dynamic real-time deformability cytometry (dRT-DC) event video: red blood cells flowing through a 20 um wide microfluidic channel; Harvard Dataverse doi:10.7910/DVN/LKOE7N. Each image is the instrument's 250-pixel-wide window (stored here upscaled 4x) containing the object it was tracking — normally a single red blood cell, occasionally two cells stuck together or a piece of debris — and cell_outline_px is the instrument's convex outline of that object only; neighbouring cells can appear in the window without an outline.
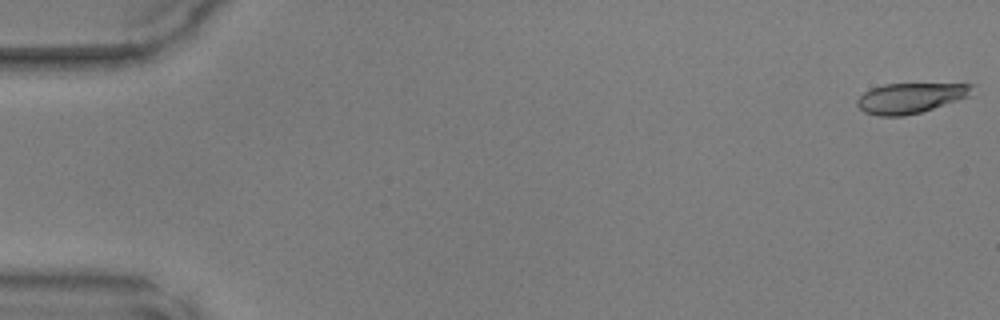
{"species": "common noctule bat (a hibernating species)", "species_latin": "Nyctalus noctula", "temperature_condition": "warm", "stored_images_in_passage": 10, "camera_frame_rate_fps": 3000, "um_per_image_px": 0.085, "animal": {"sex": "male", "body_mass_g": 17.9, "forearm_length_mm": 54.2}, "frame": {"image": 1, "passage_image": 1, "time_ms": 0.0, "image_size_px": [1000, 320], "cell_outline_px": [[972, 84], [968, 96], [920, 112], [904, 116], [880, 116], [864, 112], [856, 104], [856, 100], [864, 92], [872, 88], [884, 84]], "centroid_in_image_um": [77.29, 8.33], "position_along_channel_um": 7.7, "area_um2": 19.77}}